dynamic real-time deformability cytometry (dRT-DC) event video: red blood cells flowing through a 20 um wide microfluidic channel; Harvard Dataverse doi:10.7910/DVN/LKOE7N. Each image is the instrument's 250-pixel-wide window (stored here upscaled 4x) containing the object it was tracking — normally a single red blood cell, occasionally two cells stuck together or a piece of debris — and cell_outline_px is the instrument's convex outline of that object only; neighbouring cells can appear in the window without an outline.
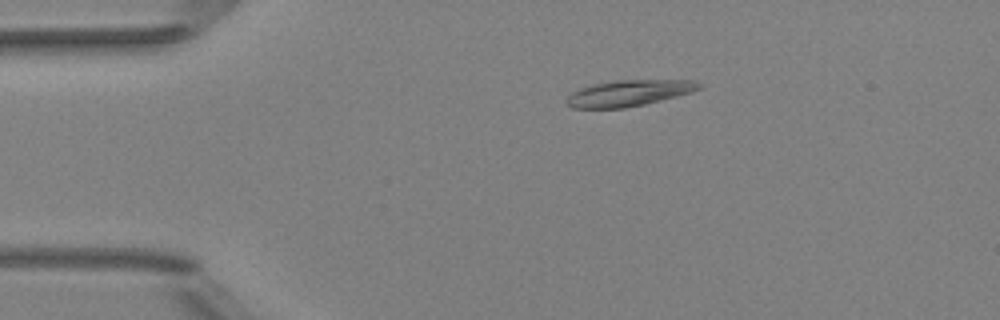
{"species": "Egyptian fruit bat (a non-hibernating species)", "species_latin": "Rousettus aegyptiacus", "temperature_condition": "room temperature", "stored_images_in_passage": 6, "camera_frame_rate_fps": 3000, "um_per_image_px": 0.085, "animal": {"sex": "female"}, "frame": {"image": 1, "passage_image": 3, "time_ms": 0.667, "image_size_px": [1000, 320], "cell_outline_px": [[704, 84], [700, 88], [692, 92], [644, 104], [624, 108], [572, 108], [564, 100], [572, 92], [580, 88], [596, 84], [616, 80], [696, 80]], "centroid_in_image_um": [53.47, 7.91], "position_along_channel_um": 31.5, "area_um2": 20.06}}
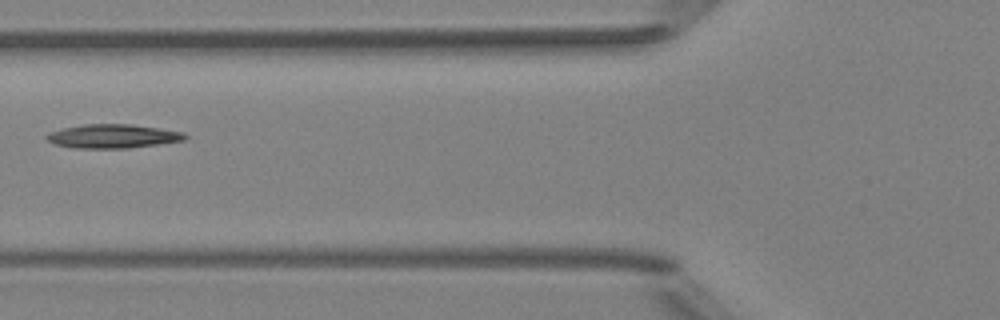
{"frame": {"image": 2, "passage_image": 5, "time_ms": 1.333, "image_size_px": [1000, 320], "cell_outline_px": [[188, 136], [184, 140], [128, 148], [72, 148], [52, 144], [44, 136], [52, 132], [64, 128], [84, 124], [132, 124], [184, 132]], "centroid_in_image_um": [9.57, 11.58], "position_along_channel_um": 116.2, "area_um2": 19.13}}
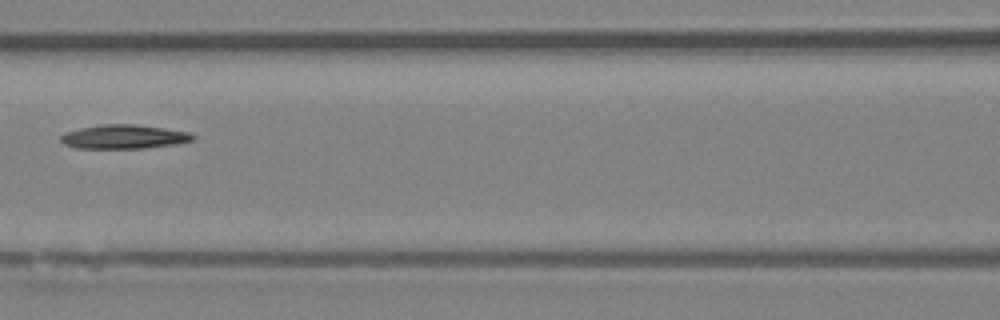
{"frame": {"image": 3, "passage_image": 6, "time_ms": 1.667, "image_size_px": [1000, 320], "cell_outline_px": [[196, 136], [192, 140], [176, 144], [144, 148], [76, 148], [64, 144], [60, 140], [60, 136], [64, 132], [80, 128], [100, 124], [132, 124], [164, 128], [192, 132]], "centroid_in_image_um": [10.53, 11.62], "position_along_channel_um": 156.1, "area_um2": 18.55}}